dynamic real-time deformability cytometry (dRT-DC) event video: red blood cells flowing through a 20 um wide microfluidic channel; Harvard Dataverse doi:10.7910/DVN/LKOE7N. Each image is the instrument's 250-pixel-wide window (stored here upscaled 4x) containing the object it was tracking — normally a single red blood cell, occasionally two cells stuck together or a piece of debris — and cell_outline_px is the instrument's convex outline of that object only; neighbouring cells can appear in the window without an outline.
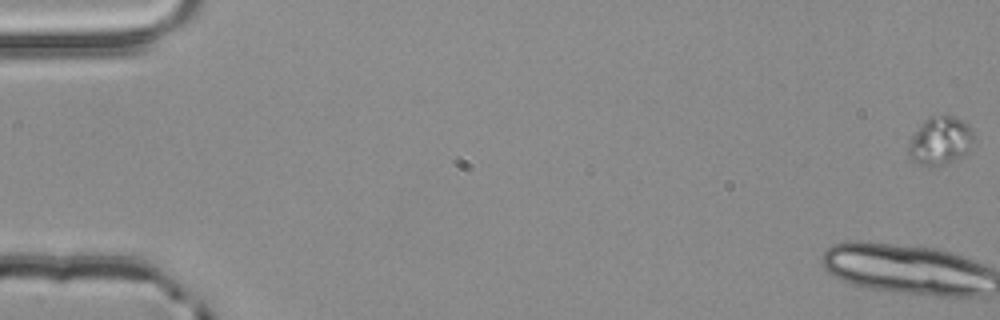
{"species": "common noctule bat (a hibernating species)", "species_latin": "Nyctalus noctula", "temperature_condition": "room temperature", "stored_images_in_passage": 15, "camera_frame_rate_fps": 3000, "um_per_image_px": 0.085, "animal": {"sex": "male", "body_mass_g": 20.4}, "frame": {"image": 1, "passage_image": 1, "time_ms": 0.0, "image_size_px": [1000, 320], "cell_outline_px": [[976, 140], [964, 152], [948, 160], [936, 164], [920, 164], [912, 160], [908, 152], [908, 144], [912, 136], [920, 124], [924, 120], [932, 116], [952, 116], [960, 120], [972, 128]], "centroid_in_image_um": [79.9, 11.9], "position_along_channel_um": 5.1, "area_um2": 17.46}}